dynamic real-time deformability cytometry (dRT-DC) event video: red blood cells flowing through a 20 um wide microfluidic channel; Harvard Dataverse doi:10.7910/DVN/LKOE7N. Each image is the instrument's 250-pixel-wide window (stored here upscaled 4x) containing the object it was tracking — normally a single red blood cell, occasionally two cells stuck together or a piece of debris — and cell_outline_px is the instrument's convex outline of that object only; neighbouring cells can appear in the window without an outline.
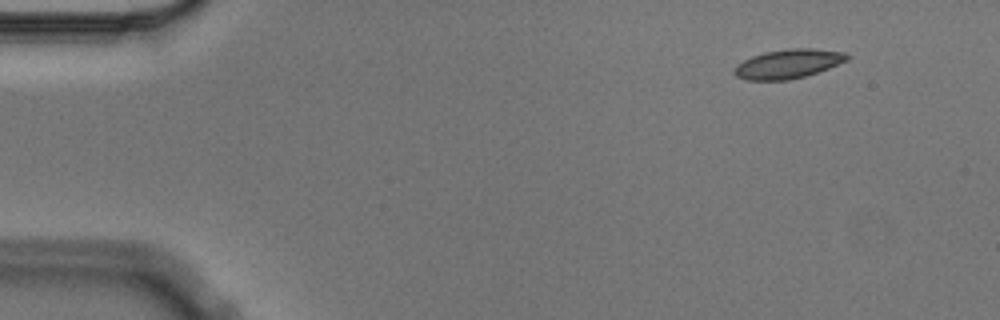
{"species": "Egyptian fruit bat (a non-hibernating species)", "species_latin": "Rousettus aegyptiacus", "temperature_condition": "cold", "stored_images_in_passage": 4, "camera_frame_rate_fps": 3000, "um_per_image_px": 0.085, "animal": {"sex": "male"}, "frame": {"image": 1, "passage_image": 1, "time_ms": 0.0, "image_size_px": [1000, 320], "cell_outline_px": [[852, 56], [848, 60], [828, 68], [804, 76], [788, 80], [748, 80], [736, 76], [732, 72], [732, 68], [736, 64], [752, 56], [764, 52], [788, 48], [812, 48], [844, 52]], "centroid_in_image_um": [66.97, 5.42], "position_along_channel_um": 18.0, "area_um2": 19.25}}